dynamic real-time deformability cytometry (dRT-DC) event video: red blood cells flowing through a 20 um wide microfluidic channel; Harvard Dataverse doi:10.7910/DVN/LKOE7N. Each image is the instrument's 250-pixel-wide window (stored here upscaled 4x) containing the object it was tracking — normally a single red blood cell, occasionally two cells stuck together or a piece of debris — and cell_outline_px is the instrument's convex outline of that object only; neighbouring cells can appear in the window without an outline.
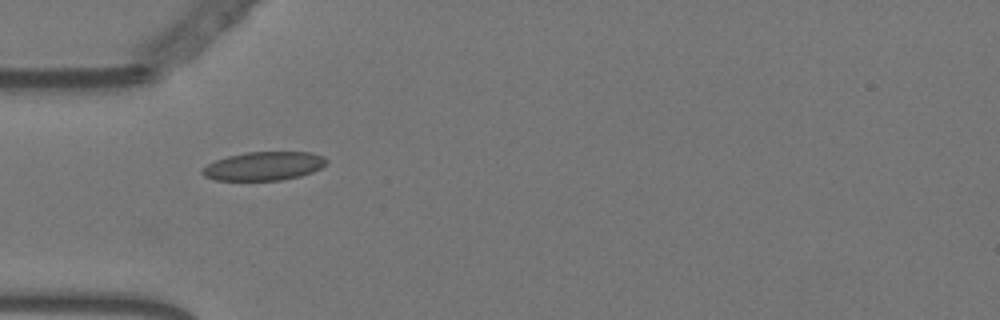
{"species": "Egyptian fruit bat (a non-hibernating species)", "species_latin": "Rousettus aegyptiacus", "temperature_condition": "warm", "stored_images_in_passage": 40, "camera_frame_rate_fps": 3000, "um_per_image_px": 0.085, "animal": {"sex": "female"}, "frame": {"image": 1, "passage_image": 1, "time_ms": 0.0, "image_size_px": [1000, 320], "cell_outline_px": [[328, 160], [320, 168], [312, 172], [300, 176], [280, 180], [216, 180], [204, 176], [200, 172], [208, 164], [216, 160], [228, 156], [244, 152], [312, 152], [324, 156]], "centroid_in_image_um": [22.43, 14.11], "position_along_channel_um": 62.6, "area_um2": 20.63}}
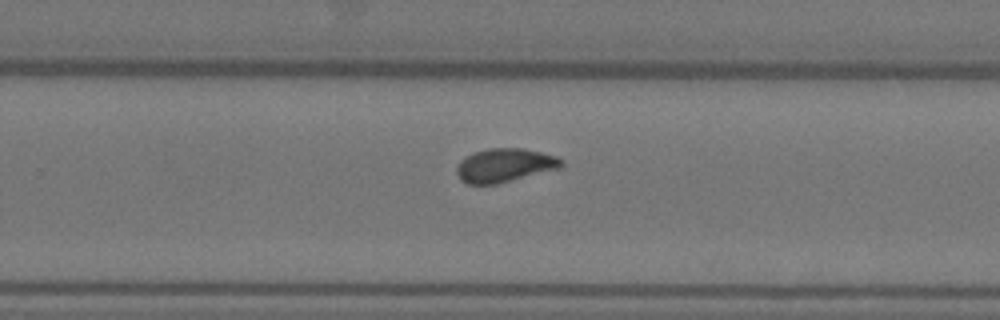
{"frame": {"image": 2, "passage_image": 20, "time_ms": 6.333, "image_size_px": [1000, 320], "cell_outline_px": [[564, 164], [560, 168], [496, 184], [468, 184], [460, 180], [456, 172], [456, 168], [460, 160], [464, 156], [488, 148], [520, 148], [540, 152], [556, 156], [564, 160]], "centroid_in_image_um": [42.88, 14.05], "position_along_channel_um": 286.9, "area_um2": 20.52}}
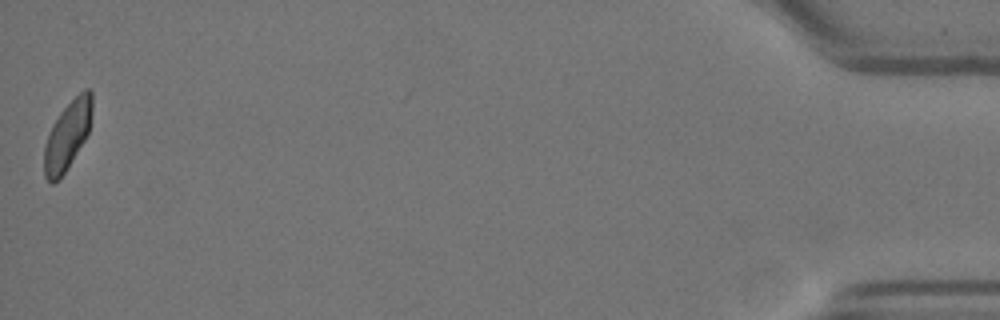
{"frame": {"image": 3, "passage_image": 40, "time_ms": 13.0, "image_size_px": [1000, 320], "cell_outline_px": [[92, 112], [88, 132], [84, 140], [60, 180], [52, 184], [44, 176], [44, 144], [52, 124], [60, 112], [84, 88], [88, 88], [92, 92]], "centroid_in_image_um": [5.71, 11.52], "position_along_channel_um": 429.5, "area_um2": 19.07}, "authors_computed_cell_mechanics": {"area_um2": 20.0855, "velocity_mm_per_s": 3.5558, "shape_relaxation_time_tau1_ms": 5.8849, "shape_relaxation_time_tau2_ms": 1.0429, "deformation_change_tau1": 0.1283, "deformation_change_tau2": 0.0717}}